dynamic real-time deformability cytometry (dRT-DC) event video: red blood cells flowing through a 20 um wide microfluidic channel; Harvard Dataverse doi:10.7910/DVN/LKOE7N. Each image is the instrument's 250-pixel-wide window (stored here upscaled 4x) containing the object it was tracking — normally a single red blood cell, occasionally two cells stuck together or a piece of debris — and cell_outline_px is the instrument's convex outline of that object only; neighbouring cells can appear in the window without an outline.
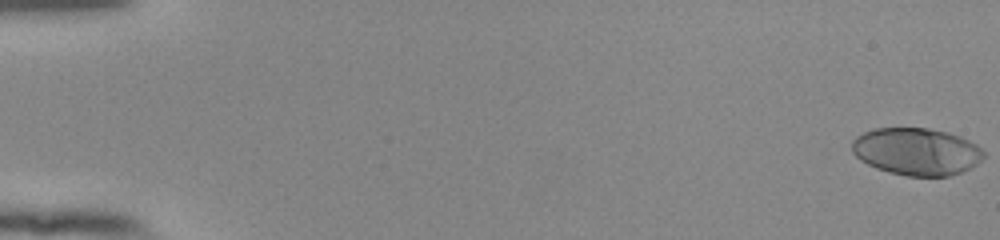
{"species": "human", "species_latin": "Homo sapiens", "temperature_condition": "room temperature", "stored_images_in_passage": 55, "camera_frame_rate_fps": 3000, "um_per_image_px": 0.085, "donor": {"sex": "female"}, "frame": {"image": 1, "passage_image": 1, "time_ms": 0.0, "image_size_px": [1000, 240], "cell_outline_px": [[984, 156], [976, 164], [960, 172], [948, 176], [908, 176], [888, 172], [876, 168], [860, 160], [852, 152], [852, 140], [856, 136], [864, 132], [876, 128], [928, 128], [948, 132], [960, 136], [976, 144], [984, 152]], "centroid_in_image_um": [77.88, 12.87], "position_along_channel_um": 7.1, "area_um2": 36.24}}
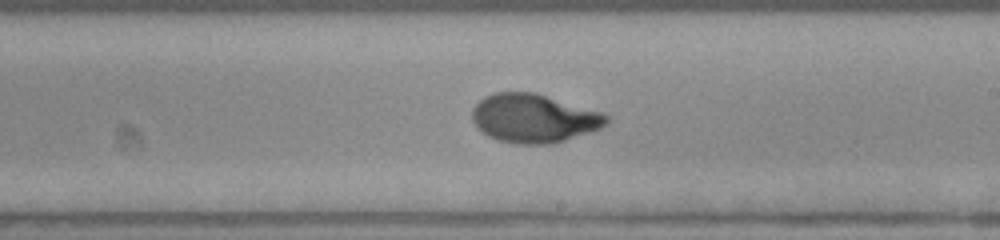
{"frame": {"image": 2, "passage_image": 34, "time_ms": 11.0, "image_size_px": [1000, 240], "cell_outline_px": [[608, 124], [600, 128], [552, 144], [516, 144], [496, 140], [480, 132], [472, 120], [472, 108], [484, 96], [496, 92], [536, 92], [600, 112], [608, 116]], "centroid_in_image_um": [45.32, 10.05], "position_along_channel_um": 243.7, "area_um2": 38.09}}
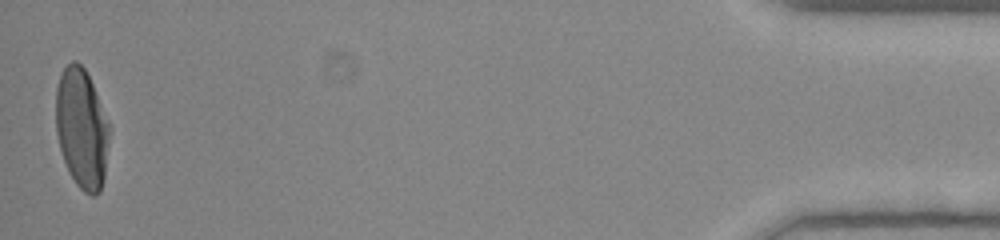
{"frame": {"image": 3, "passage_image": 55, "time_ms": 18.0, "image_size_px": [1000, 240], "cell_outline_px": [[112, 128], [104, 180], [100, 192], [96, 196], [92, 196], [84, 192], [76, 184], [68, 172], [60, 148], [56, 132], [56, 88], [60, 72], [72, 60], [76, 60], [84, 68], [92, 84]], "centroid_in_image_um": [6.97, 10.95], "position_along_channel_um": 428.2, "area_um2": 38.03}, "authors_computed_cell_mechanics": {"area_um2": 37.1654, "velocity_mm_per_s": 3.8425, "shape_relaxation_time_tau1_ms": 4.2406, "shape_relaxation_time_tau2_ms": null, "deformation_change_tau1": 0.2364, "deformation_change_tau2": null}}